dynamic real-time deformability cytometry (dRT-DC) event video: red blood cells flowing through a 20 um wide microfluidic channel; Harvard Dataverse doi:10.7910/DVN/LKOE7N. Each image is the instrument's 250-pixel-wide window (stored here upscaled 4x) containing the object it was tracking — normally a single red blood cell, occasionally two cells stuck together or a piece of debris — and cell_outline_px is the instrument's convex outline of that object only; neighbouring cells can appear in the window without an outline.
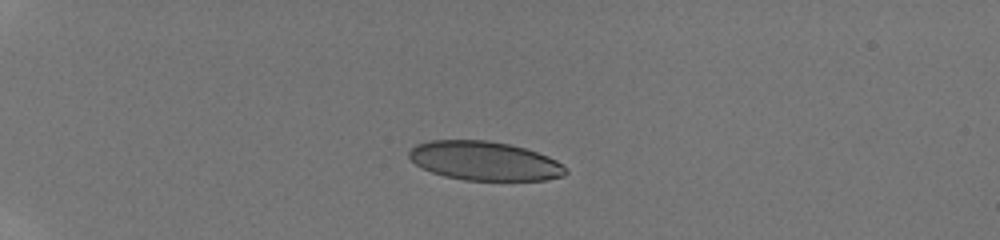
{"species": "human", "species_latin": "Homo sapiens", "temperature_condition": "room temperature", "stored_images_in_passage": 14, "camera_frame_rate_fps": 3000, "um_per_image_px": 0.085, "donor": {"sex": "male"}, "frame": {"image": 1, "passage_image": 1, "time_ms": 0.0, "image_size_px": [1000, 240], "cell_outline_px": [[568, 172], [564, 176], [544, 180], [464, 180], [444, 176], [432, 172], [416, 164], [408, 156], [408, 152], [416, 144], [432, 140], [488, 140], [508, 144], [524, 148], [548, 156], [556, 160], [568, 168]], "centroid_in_image_um": [41.2, 13.68], "position_along_channel_um": 43.8, "area_um2": 35.55}}
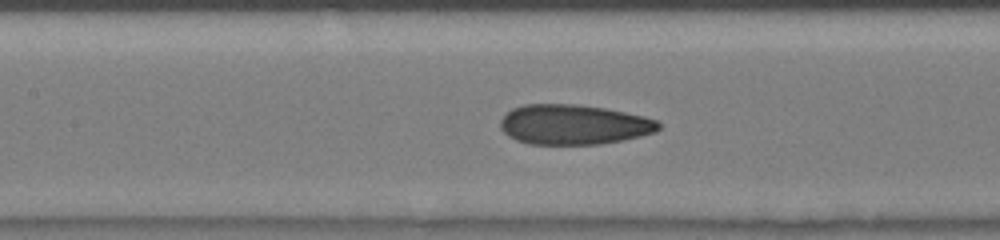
{"frame": {"image": 2, "passage_image": 7, "time_ms": 4.333, "image_size_px": [1000, 240], "cell_outline_px": [[660, 128], [656, 132], [640, 136], [600, 144], [528, 144], [516, 140], [508, 136], [500, 128], [500, 120], [512, 108], [524, 104], [576, 104], [604, 108], [644, 116], [656, 120], [660, 124]], "centroid_in_image_um": [48.74, 10.59], "position_along_channel_um": 158.7, "area_um2": 36.82}}
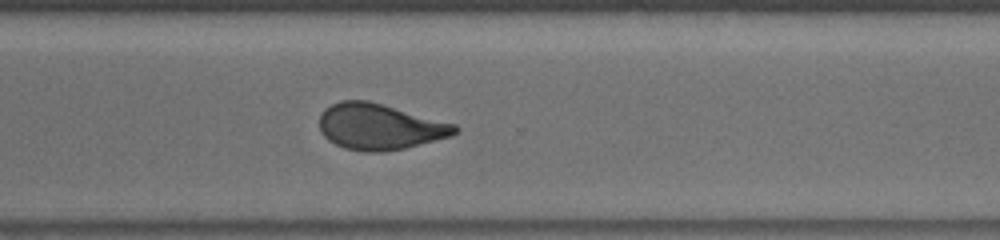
{"frame": {"image": 3, "passage_image": 14, "time_ms": 8.667, "image_size_px": [1000, 240], "cell_outline_px": [[460, 128], [452, 136], [404, 148], [384, 152], [364, 152], [344, 148], [328, 140], [320, 132], [320, 112], [324, 108], [340, 100], [368, 100], [456, 124]], "centroid_in_image_um": [32.25, 10.77], "position_along_channel_um": 338.4, "area_um2": 36.41}}